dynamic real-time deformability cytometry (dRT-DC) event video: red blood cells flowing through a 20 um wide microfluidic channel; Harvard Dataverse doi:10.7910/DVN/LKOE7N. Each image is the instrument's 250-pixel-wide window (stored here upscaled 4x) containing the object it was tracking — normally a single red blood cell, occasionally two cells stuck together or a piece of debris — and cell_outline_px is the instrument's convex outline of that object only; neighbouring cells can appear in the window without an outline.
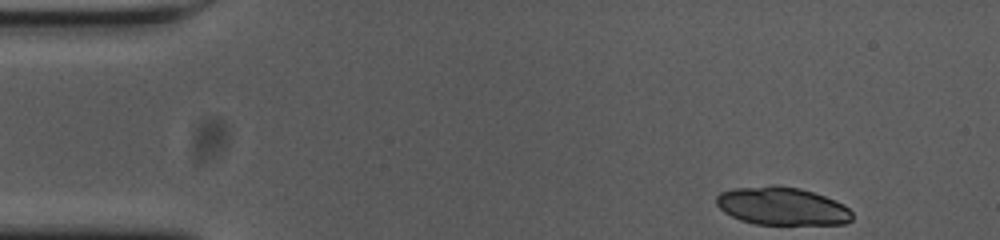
{"species": "common noctule bat (a hibernating species)", "species_latin": "Nyctalus noctula", "temperature_condition": "cold", "stored_images_in_passage": 51, "camera_frame_rate_fps": 3000, "um_per_image_px": 0.085, "animal": {"sex": "female", "body_mass_g": 23.0, "forearm_length_mm": 53.4}, "frame": {"image": 1, "passage_image": 1, "time_ms": 0.0, "image_size_px": [1000, 240], "cell_outline_px": [[852, 220], [844, 224], [756, 224], [740, 220], [724, 212], [716, 204], [716, 196], [720, 192], [732, 188], [772, 184], [776, 184], [800, 188], [824, 196], [848, 208], [852, 212]], "centroid_in_image_um": [66.42, 17.51], "position_along_channel_um": 18.6, "area_um2": 30.11}}